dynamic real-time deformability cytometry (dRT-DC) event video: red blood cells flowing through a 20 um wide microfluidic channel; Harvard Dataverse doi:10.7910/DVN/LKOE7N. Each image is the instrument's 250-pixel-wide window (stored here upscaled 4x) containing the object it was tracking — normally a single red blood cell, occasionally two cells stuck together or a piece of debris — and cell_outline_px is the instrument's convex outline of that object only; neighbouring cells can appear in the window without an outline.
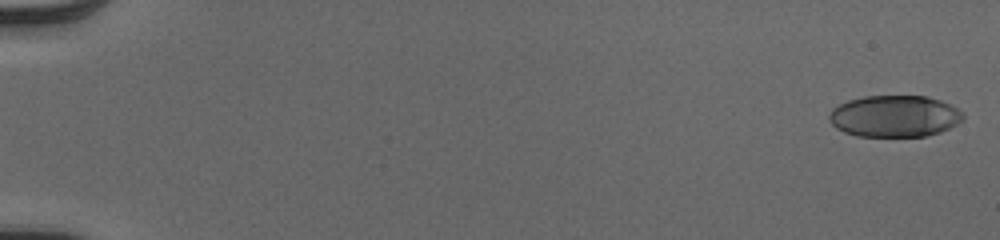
{"species": "human", "species_latin": "Homo sapiens", "temperature_condition": "cold", "stored_images_in_passage": 53, "camera_frame_rate_fps": 3000, "um_per_image_px": 0.085, "donor": {"sex": "male"}, "frame": {"image": 1, "passage_image": 2, "time_ms": 0.333, "image_size_px": [1000, 240], "cell_outline_px": [[964, 120], [940, 132], [924, 136], [856, 136], [844, 132], [836, 128], [828, 120], [828, 116], [832, 108], [848, 100], [864, 96], [924, 96], [940, 100], [964, 112]], "centroid_in_image_um": [76.02, 9.87], "position_along_channel_um": 9.0, "area_um2": 32.54}}
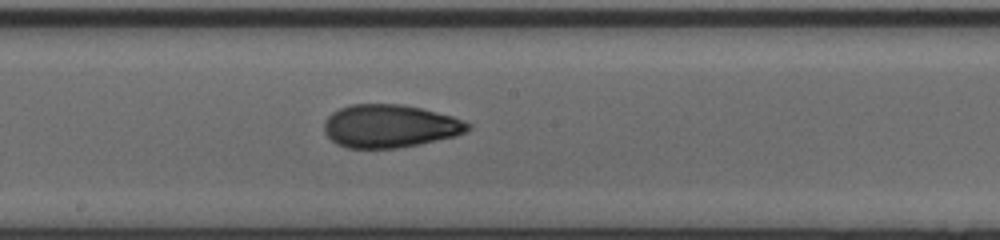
{"frame": {"image": 2, "passage_image": 31, "time_ms": 10.0, "image_size_px": [1000, 240], "cell_outline_px": [[472, 128], [468, 132], [456, 136], [420, 144], [396, 148], [348, 148], [336, 144], [324, 132], [324, 120], [332, 112], [348, 104], [404, 104], [452, 116], [464, 120], [472, 124]], "centroid_in_image_um": [33.16, 10.72], "position_along_channel_um": 215.0, "area_um2": 36.36}}
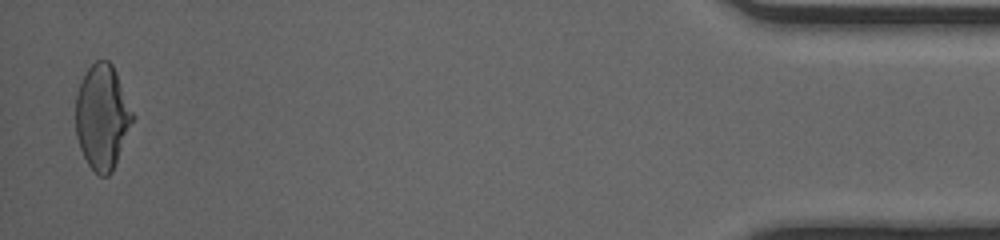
{"frame": {"image": 3, "passage_image": 52, "time_ms": 17.0, "image_size_px": [1000, 240], "cell_outline_px": [[136, 116], [112, 172], [108, 176], [100, 176], [88, 164], [80, 148], [76, 136], [76, 96], [80, 84], [88, 68], [96, 60], [108, 60], [112, 64], [116, 72]], "centroid_in_image_um": [8.71, 9.94], "position_along_channel_um": 426.5, "area_um2": 34.8}, "authors_computed_cell_mechanics": {"area_um2": 34.5644, "velocity_mm_per_s": 4.1158, "shape_relaxation_time_tau1_ms": 5.3147, "shape_relaxation_time_tau2_ms": 1.6341, "deformation_change_tau1": 0.1821, "deformation_change_tau2": 0.0742}}